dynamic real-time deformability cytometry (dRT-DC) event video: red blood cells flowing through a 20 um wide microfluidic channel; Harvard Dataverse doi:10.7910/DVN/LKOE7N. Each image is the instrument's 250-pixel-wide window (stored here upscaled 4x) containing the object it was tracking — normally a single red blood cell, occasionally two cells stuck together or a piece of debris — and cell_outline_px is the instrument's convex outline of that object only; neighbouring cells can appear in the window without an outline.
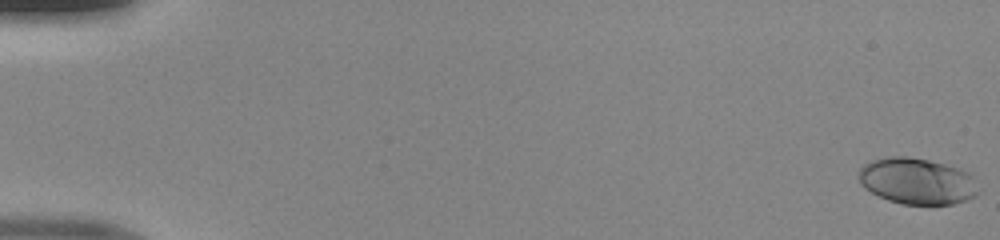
{"species": "human", "species_latin": "Homo sapiens", "temperature_condition": "room temperature", "stored_images_in_passage": 50, "camera_frame_rate_fps": 3000, "um_per_image_px": 0.085, "donor": {"sex": "male"}, "frame": {"image": 1, "passage_image": 1, "time_ms": 0.0, "image_size_px": [1000, 240], "cell_outline_px": [[976, 196], [952, 204], [904, 204], [888, 200], [864, 188], [856, 172], [864, 164], [872, 160], [892, 156], [908, 156], [928, 160], [944, 164], [968, 172], [972, 176], [976, 192]], "centroid_in_image_um": [77.89, 15.38], "position_along_channel_um": 7.1, "area_um2": 31.85}}
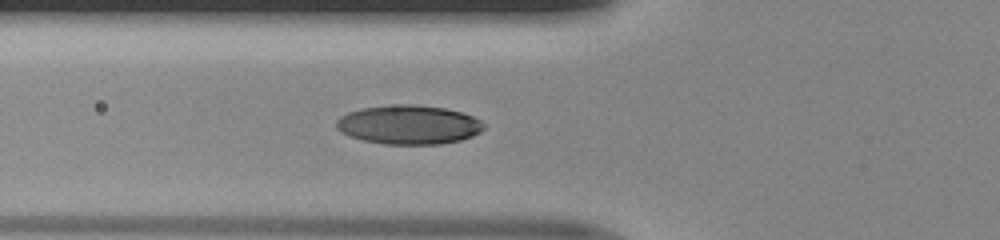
{"frame": {"image": 2, "passage_image": 20, "time_ms": 6.333, "image_size_px": [1000, 240], "cell_outline_px": [[484, 128], [480, 132], [472, 136], [460, 140], [440, 144], [384, 144], [364, 140], [348, 136], [340, 132], [336, 128], [336, 120], [340, 116], [348, 112], [360, 108], [400, 104], [412, 104], [444, 108], [460, 112], [472, 116], [480, 120], [484, 124]], "centroid_in_image_um": [34.71, 10.6], "position_along_channel_um": 91.1, "area_um2": 33.58}}
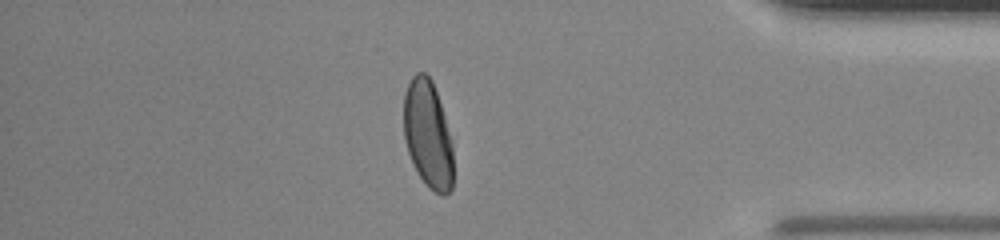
{"frame": {"image": 3, "passage_image": 44, "time_ms": 14.333, "image_size_px": [1000, 240], "cell_outline_px": [[452, 188], [444, 196], [428, 188], [412, 164], [404, 140], [404, 96], [408, 84], [412, 76], [416, 72], [424, 72], [432, 80], [452, 140]], "centroid_in_image_um": [36.36, 11.43], "position_along_channel_um": 398.8, "area_um2": 30.92}}